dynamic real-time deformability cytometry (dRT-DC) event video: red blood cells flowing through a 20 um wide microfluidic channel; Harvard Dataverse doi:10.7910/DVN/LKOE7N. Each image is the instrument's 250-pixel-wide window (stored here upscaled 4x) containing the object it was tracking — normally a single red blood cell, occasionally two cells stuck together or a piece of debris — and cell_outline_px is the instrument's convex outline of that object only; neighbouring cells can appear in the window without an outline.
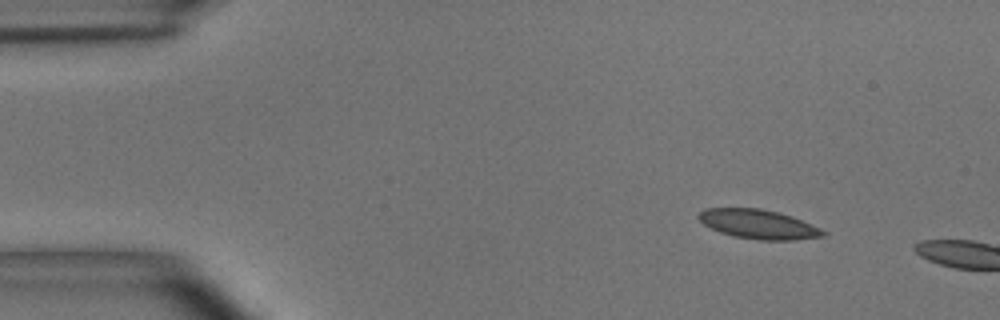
{"species": "common noctule bat (a hibernating species)", "species_latin": "Nyctalus noctula", "temperature_condition": "room temperature", "stored_images_in_passage": 2, "camera_frame_rate_fps": 3000, "um_per_image_px": 0.085, "animal": {"sex": "male", "body_mass_g": 15.6}, "frame": {"image": 1, "passage_image": 1, "time_ms": 0.0, "image_size_px": [1000, 320], "cell_outline_px": [[828, 232], [824, 236], [796, 240], [760, 240], [736, 236], [720, 232], [704, 224], [696, 216], [704, 208], [760, 208], [792, 216], [820, 228]], "centroid_in_image_um": [64.48, 19.05], "position_along_channel_um": 20.5, "area_um2": 21.1}}